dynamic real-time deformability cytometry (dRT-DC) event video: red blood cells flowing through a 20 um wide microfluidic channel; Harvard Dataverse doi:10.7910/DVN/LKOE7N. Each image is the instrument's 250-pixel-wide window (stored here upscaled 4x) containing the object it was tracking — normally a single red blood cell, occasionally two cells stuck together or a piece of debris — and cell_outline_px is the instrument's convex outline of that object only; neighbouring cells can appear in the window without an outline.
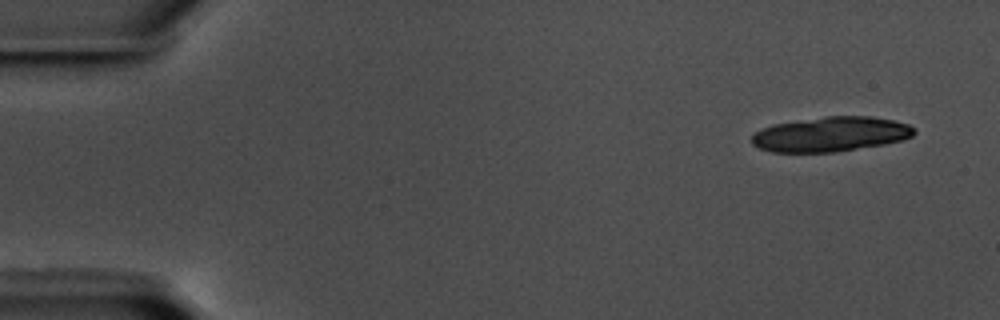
{"species": "common noctule bat (a hibernating species)", "species_latin": "Nyctalus noctula", "temperature_condition": "warm", "stored_images_in_passage": 17, "camera_frame_rate_fps": 3000, "um_per_image_px": 0.085, "animal": {"sex": "male", "body_mass_g": 17.5, "forearm_length_mm": 52.3}, "frame": {"image": 1, "passage_image": 1, "time_ms": 0.0, "image_size_px": [1000, 320], "cell_outline_px": [[916, 132], [912, 136], [904, 140], [884, 144], [832, 152], [772, 152], [760, 148], [752, 144], [752, 136], [756, 132], [772, 124], [824, 116], [872, 116], [892, 120], [908, 124], [916, 128]], "centroid_in_image_um": [70.64, 11.4], "position_along_channel_um": 14.4, "area_um2": 32.89}}